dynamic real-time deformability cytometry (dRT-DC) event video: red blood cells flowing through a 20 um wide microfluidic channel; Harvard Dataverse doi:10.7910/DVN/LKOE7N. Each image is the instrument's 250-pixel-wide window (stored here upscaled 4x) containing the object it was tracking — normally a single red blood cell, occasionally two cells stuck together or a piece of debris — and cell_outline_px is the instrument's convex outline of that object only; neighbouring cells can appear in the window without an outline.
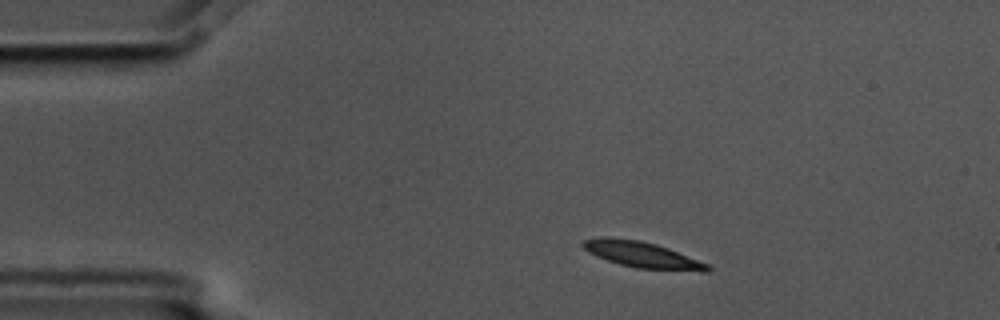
{"species": "common noctule bat (a hibernating species)", "species_latin": "Nyctalus noctula", "temperature_condition": "cold", "stored_images_in_passage": 3, "camera_frame_rate_fps": 3000, "um_per_image_px": 0.085, "animal": {"sex": "male", "body_mass_g": 17.5, "forearm_length_mm": 52.3}, "frame": {"image": 1, "passage_image": 1, "time_ms": 0.0, "image_size_px": [1000, 320], "cell_outline_px": [[712, 268], [708, 272], [700, 272], [636, 268], [620, 264], [596, 256], [588, 252], [580, 244], [584, 240], [600, 236], [608, 236], [640, 240], [656, 244], [668, 248], [708, 264]], "centroid_in_image_um": [54.58, 21.65], "position_along_channel_um": 30.4, "area_um2": 19.07}}